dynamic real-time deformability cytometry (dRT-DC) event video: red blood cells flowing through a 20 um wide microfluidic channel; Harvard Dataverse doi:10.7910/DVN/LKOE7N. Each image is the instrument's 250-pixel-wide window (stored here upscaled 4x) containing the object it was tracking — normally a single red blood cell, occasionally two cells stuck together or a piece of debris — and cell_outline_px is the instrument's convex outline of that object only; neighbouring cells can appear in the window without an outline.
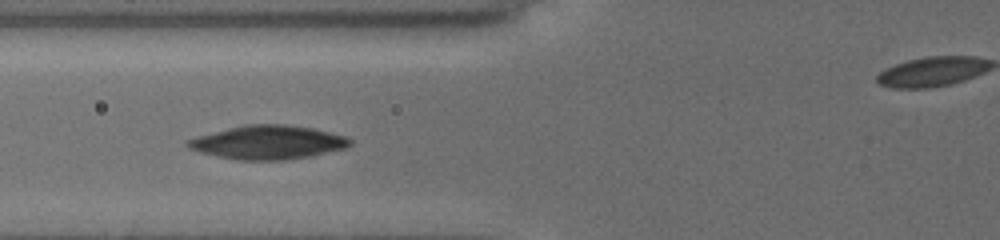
{"species": "common noctule bat (a hibernating species)", "species_latin": "Nyctalus noctula", "temperature_condition": "cold", "stored_images_in_passage": 12, "camera_frame_rate_fps": 3000, "um_per_image_px": 0.085, "animal": {"sex": "female", "body_mass_g": 19.5, "forearm_length_mm": 54.1}, "frame": {"image": 1, "passage_image": 7, "time_ms": 2.0, "image_size_px": [1000, 240], "cell_outline_px": [[352, 144], [348, 148], [312, 156], [288, 160], [236, 160], [216, 156], [200, 152], [188, 148], [184, 144], [188, 140], [196, 136], [244, 124], [284, 124], [312, 128], [332, 132], [348, 136], [352, 140]], "centroid_in_image_um": [22.82, 12.1], "position_along_channel_um": 103.0, "area_um2": 32.37}}